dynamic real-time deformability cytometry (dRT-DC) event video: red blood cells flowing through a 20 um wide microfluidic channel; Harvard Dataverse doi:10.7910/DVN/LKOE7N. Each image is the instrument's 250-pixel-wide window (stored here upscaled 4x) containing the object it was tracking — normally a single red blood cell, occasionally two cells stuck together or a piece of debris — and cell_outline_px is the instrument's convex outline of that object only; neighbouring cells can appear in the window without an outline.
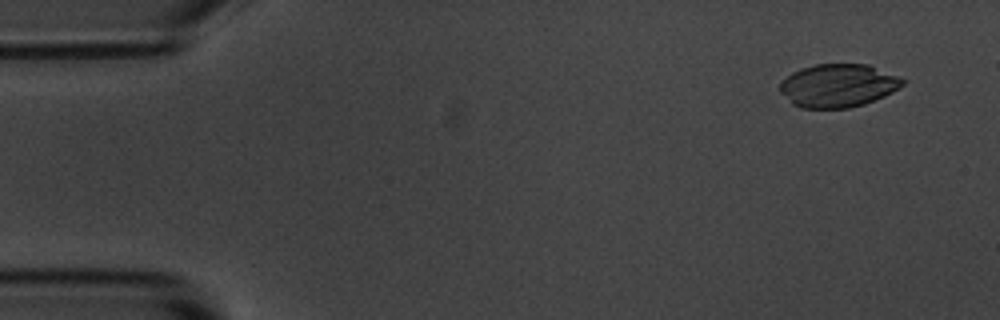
{"species": "common noctule bat (a hibernating species)", "species_latin": "Nyctalus noctula", "temperature_condition": "room temperature", "stored_images_in_passage": 23, "camera_frame_rate_fps": 3000, "um_per_image_px": 0.085, "animal": {"sex": "male", "body_mass_g": 20.1, "forearm_length_mm": 53.5}, "frame": {"image": 1, "passage_image": 4, "time_ms": 1.0, "image_size_px": [1000, 320], "cell_outline_px": [[908, 80], [904, 84], [892, 92], [884, 96], [864, 104], [848, 108], [800, 108], [792, 104], [780, 92], [780, 84], [792, 72], [800, 68], [816, 64], [868, 64], [900, 76]], "centroid_in_image_um": [71.26, 7.27], "position_along_channel_um": 13.7, "area_um2": 31.04}}